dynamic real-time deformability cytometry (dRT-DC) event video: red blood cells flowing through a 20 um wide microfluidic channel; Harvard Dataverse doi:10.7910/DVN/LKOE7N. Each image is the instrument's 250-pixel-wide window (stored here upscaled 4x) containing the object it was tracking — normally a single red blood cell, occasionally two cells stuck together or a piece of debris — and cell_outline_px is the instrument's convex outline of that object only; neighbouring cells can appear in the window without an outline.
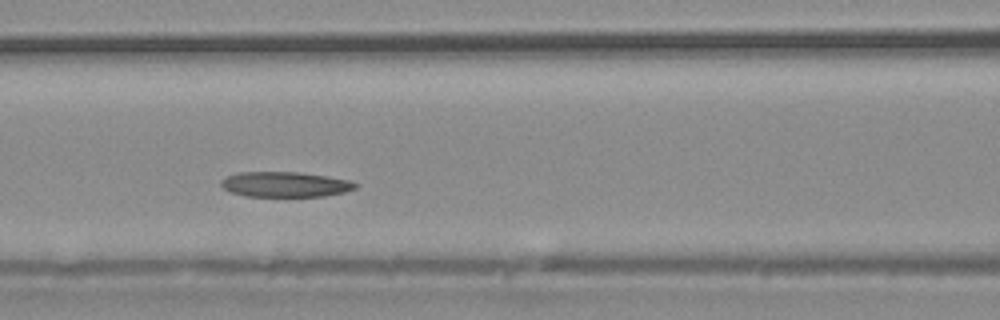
{"species": "common noctule bat (a hibernating species)", "species_latin": "Nyctalus noctula", "temperature_condition": "warm", "stored_images_in_passage": 10, "camera_frame_rate_fps": 3000, "um_per_image_px": 0.085, "animal": {"sex": "male", "body_mass_g": 20.4}, "frame": {"image": 1, "passage_image": 7, "time_ms": 2.0, "image_size_px": [1000, 320], "cell_outline_px": [[360, 184], [356, 188], [344, 192], [324, 196], [244, 196], [228, 192], [220, 184], [220, 180], [236, 172], [300, 172], [328, 176], [348, 180]], "centroid_in_image_um": [24.22, 15.67], "position_along_channel_um": 142.4, "area_um2": 19.88}}